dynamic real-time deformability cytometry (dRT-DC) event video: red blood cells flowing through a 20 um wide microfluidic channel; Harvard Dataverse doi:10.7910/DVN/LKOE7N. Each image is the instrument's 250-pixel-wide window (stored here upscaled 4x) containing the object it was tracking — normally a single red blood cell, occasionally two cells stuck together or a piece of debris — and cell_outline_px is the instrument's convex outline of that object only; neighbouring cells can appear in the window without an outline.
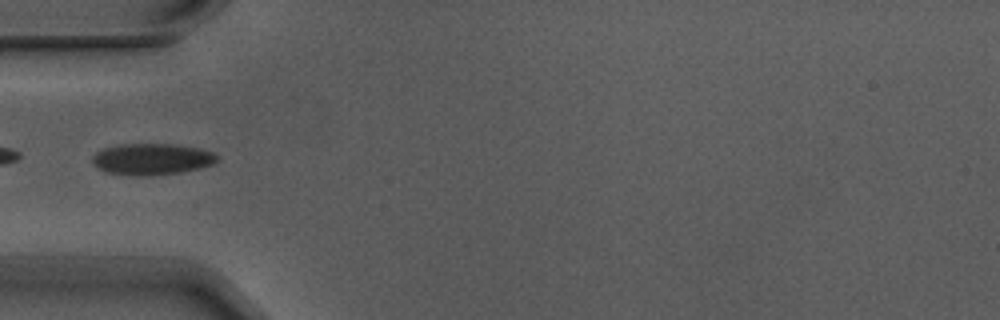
{"species": "Egyptian fruit bat (a non-hibernating species)", "species_latin": "Rousettus aegyptiacus", "temperature_condition": "warm", "stored_images_in_passage": 4, "camera_frame_rate_fps": 3000, "um_per_image_px": 0.085, "animal": {"sex": "male"}, "frame": {"image": 1, "passage_image": 2, "time_ms": 0.333, "image_size_px": [1000, 320], "cell_outline_px": [[220, 160], [212, 164], [200, 168], [180, 172], [152, 176], [132, 176], [104, 172], [92, 164], [92, 156], [96, 152], [104, 148], [120, 144], [172, 144], [200, 148], [212, 152]], "centroid_in_image_um": [12.87, 13.54], "position_along_channel_um": 72.1, "area_um2": 23.06}}
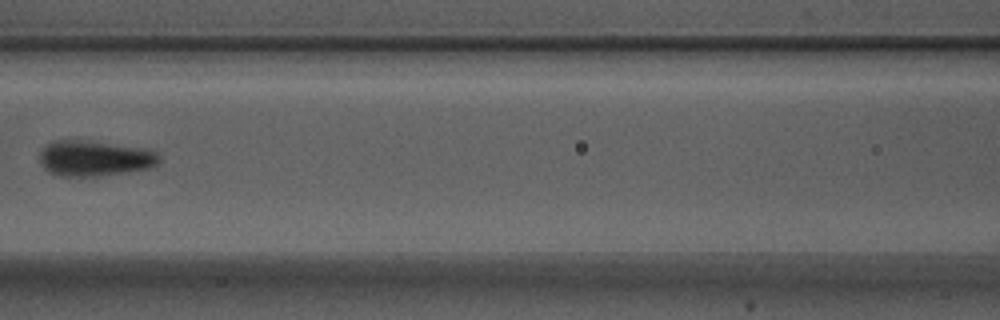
{"frame": {"image": 2, "passage_image": 4, "time_ms": 1.0, "image_size_px": [1000, 320], "cell_outline_px": [[160, 160], [152, 168], [100, 176], [60, 176], [48, 172], [44, 168], [40, 160], [40, 152], [44, 144], [52, 140], [80, 140], [152, 148], [160, 156]], "centroid_in_image_um": [8.06, 13.44], "position_along_channel_um": 158.5, "area_um2": 25.2}}